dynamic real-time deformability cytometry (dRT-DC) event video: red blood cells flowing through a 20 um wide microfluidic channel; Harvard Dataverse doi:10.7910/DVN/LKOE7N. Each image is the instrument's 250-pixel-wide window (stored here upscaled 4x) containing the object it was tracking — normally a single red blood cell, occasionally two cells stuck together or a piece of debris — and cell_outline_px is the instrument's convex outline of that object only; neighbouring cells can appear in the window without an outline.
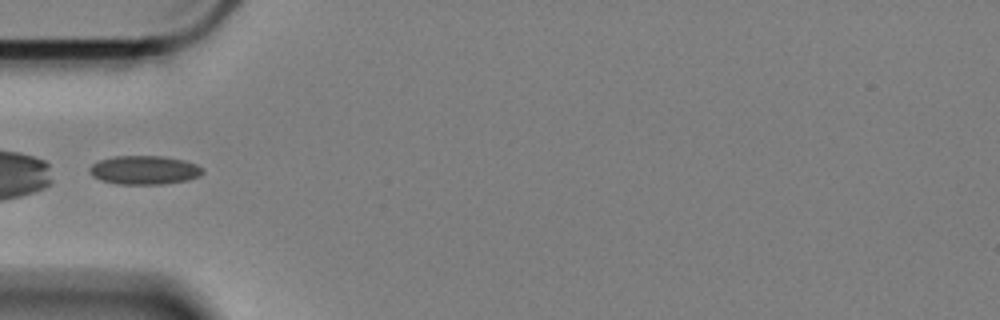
{"species": "Egyptian fruit bat (a non-hibernating species)", "species_latin": "Rousettus aegyptiacus", "temperature_condition": "cold", "stored_images_in_passage": 19, "camera_frame_rate_fps": 3000, "um_per_image_px": 0.085, "animal": {"sex": "female"}, "frame": {"image": 1, "passage_image": 1, "time_ms": 0.0, "image_size_px": [1000, 320], "cell_outline_px": [[204, 172], [200, 176], [188, 180], [164, 184], [116, 184], [100, 180], [92, 176], [88, 172], [88, 168], [92, 164], [100, 160], [112, 156], [164, 156], [184, 160], [196, 164], [204, 168]], "centroid_in_image_um": [12.26, 14.45], "position_along_channel_um": 72.7, "area_um2": 19.25}}
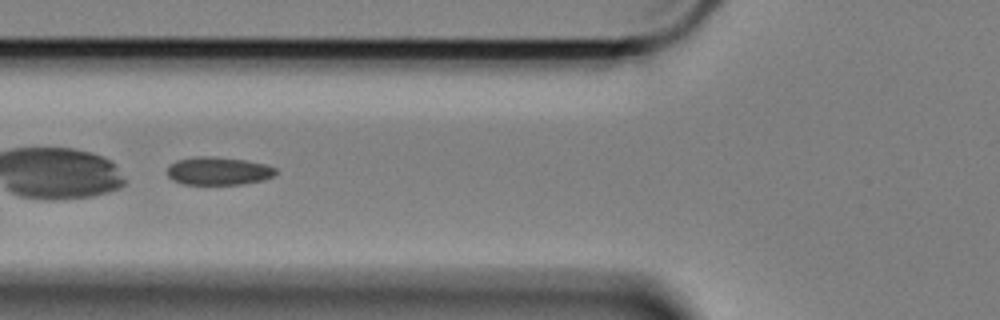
{"frame": {"image": 2, "passage_image": 4, "time_ms": 1.0, "image_size_px": [1000, 320], "cell_outline_px": [[276, 172], [272, 176], [264, 180], [244, 184], [184, 184], [172, 180], [168, 176], [168, 168], [176, 160], [196, 156], [212, 156], [244, 160], [264, 164], [276, 168]], "centroid_in_image_um": [18.55, 14.53], "position_along_channel_um": 107.2, "area_um2": 17.63}}